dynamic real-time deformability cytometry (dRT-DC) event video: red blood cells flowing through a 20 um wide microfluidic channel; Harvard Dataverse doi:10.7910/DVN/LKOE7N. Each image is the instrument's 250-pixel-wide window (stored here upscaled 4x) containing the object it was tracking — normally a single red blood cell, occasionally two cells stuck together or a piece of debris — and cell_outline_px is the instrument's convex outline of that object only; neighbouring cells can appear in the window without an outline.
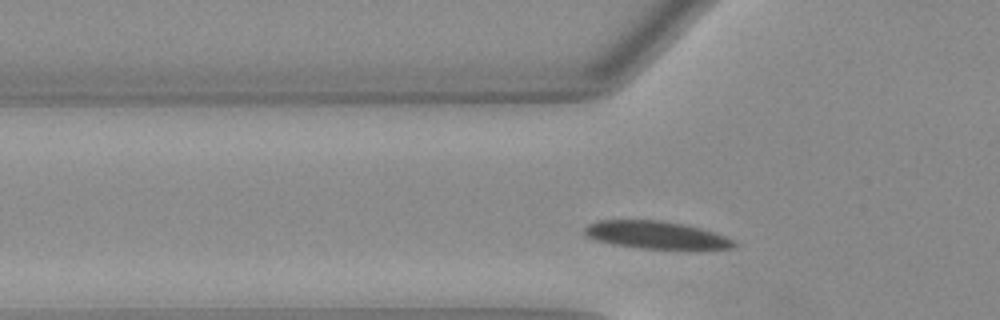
{"species": "Egyptian fruit bat (a non-hibernating species)", "species_latin": "Rousettus aegyptiacus", "temperature_condition": "warm", "stored_images_in_passage": 30, "camera_frame_rate_fps": 3000, "um_per_image_px": 0.085, "animal": {"sex": "female"}, "frame": {"image": 1, "passage_image": 5, "time_ms": 1.333, "image_size_px": [1000, 320], "cell_outline_px": [[736, 244], [732, 248], [636, 248], [612, 244], [596, 240], [588, 236], [584, 232], [584, 228], [588, 224], [600, 220], [664, 220], [684, 224], [700, 228], [724, 236], [732, 240]], "centroid_in_image_um": [55.69, 19.95], "position_along_channel_um": 70.1, "area_um2": 23.58}}
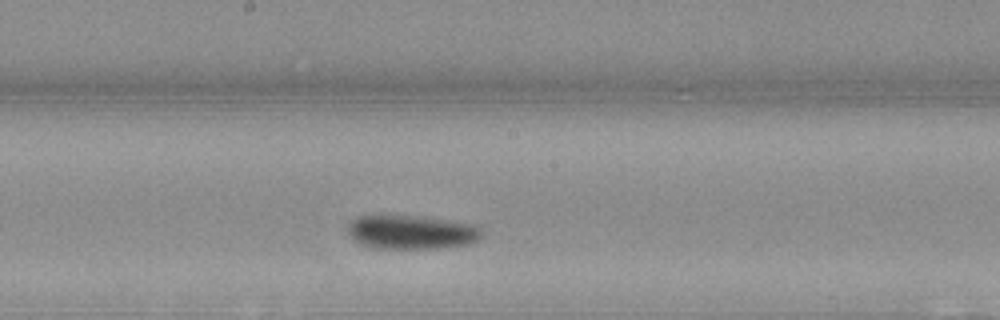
{"frame": {"image": 2, "passage_image": 16, "time_ms": 5.0, "image_size_px": [1000, 320], "cell_outline_px": [[480, 236], [472, 244], [448, 248], [368, 248], [356, 244], [352, 240], [348, 232], [348, 224], [356, 216], [420, 216], [468, 224], [480, 228]], "centroid_in_image_um": [34.89, 19.76], "position_along_channel_um": 213.3, "area_um2": 26.53}}
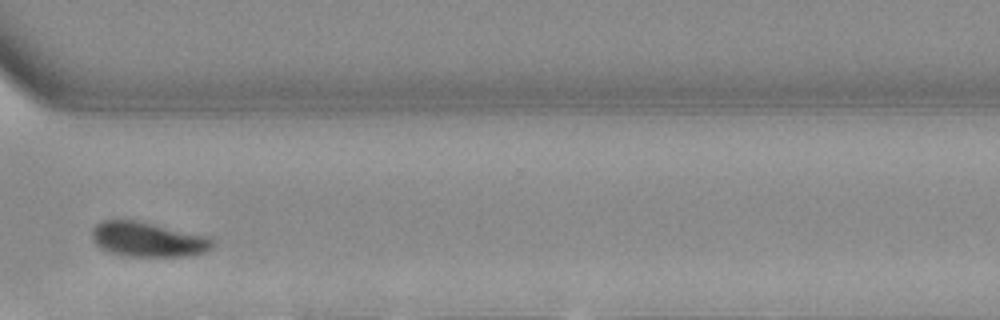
{"frame": {"image": 3, "passage_image": 27, "time_ms": 8.667, "image_size_px": [1000, 320], "cell_outline_px": [[216, 244], [208, 252], [188, 256], [124, 256], [108, 252], [100, 248], [92, 240], [92, 228], [96, 224], [104, 220], [132, 220], [152, 224], [208, 236]], "centroid_in_image_um": [12.57, 20.37], "position_along_channel_um": 358.0, "area_um2": 24.45}, "authors_computed_cell_mechanics": {"area_um2": 25.5476, "velocity_mm_per_s": 3.9441, "shape_relaxation_time_tau1_ms": 3.614, "shape_relaxation_time_tau2_ms": null, "deformation_change_tau1": 0.1363, "deformation_change_tau2": null}}